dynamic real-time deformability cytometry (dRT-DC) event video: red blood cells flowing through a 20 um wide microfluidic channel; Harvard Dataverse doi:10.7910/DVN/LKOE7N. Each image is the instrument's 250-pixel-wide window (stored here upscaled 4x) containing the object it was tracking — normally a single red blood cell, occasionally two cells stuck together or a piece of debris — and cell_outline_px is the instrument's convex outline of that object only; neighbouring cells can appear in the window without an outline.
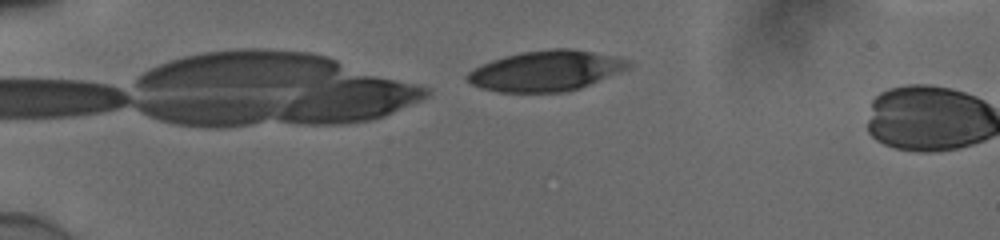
{"species": "human", "species_latin": "Homo sapiens", "temperature_condition": "cold", "stored_images_in_passage": 2, "camera_frame_rate_fps": 3000, "um_per_image_px": 0.085, "donor": {"sex": "male"}, "frame": {"image": 1, "passage_image": 1, "time_ms": 0.0, "image_size_px": [1000, 240], "cell_outline_px": [[632, 68], [580, 88], [568, 92], [496, 92], [480, 88], [472, 84], [464, 76], [472, 68], [480, 64], [504, 56], [520, 52], [552, 48], [572, 48], [612, 56], [628, 60], [632, 64]], "centroid_in_image_um": [46.39, 6.02], "position_along_channel_um": 38.6, "area_um2": 38.32}}